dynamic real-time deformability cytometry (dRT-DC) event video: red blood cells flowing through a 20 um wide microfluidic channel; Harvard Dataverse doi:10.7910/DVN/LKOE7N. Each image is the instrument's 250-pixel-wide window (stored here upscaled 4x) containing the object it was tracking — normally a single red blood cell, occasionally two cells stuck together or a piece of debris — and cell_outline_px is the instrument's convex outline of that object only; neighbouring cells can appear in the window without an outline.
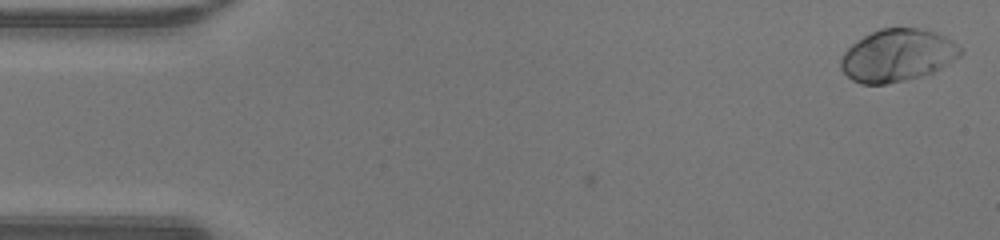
{"species": "human", "species_latin": "Homo sapiens", "temperature_condition": "warm", "stored_images_in_passage": 48, "camera_frame_rate_fps": 3000, "um_per_image_px": 0.085, "donor": {"sex": "male"}, "frame": {"image": 1, "passage_image": 1, "time_ms": 0.0, "image_size_px": [1000, 240], "cell_outline_px": [[964, 52], [960, 56], [940, 68], [932, 72], [904, 80], [884, 84], [860, 84], [852, 80], [840, 68], [840, 60], [844, 52], [856, 40], [880, 28], [920, 28], [944, 36], [952, 40], [964, 48]], "centroid_in_image_um": [76.28, 4.7], "position_along_channel_um": 8.7, "area_um2": 36.36}}
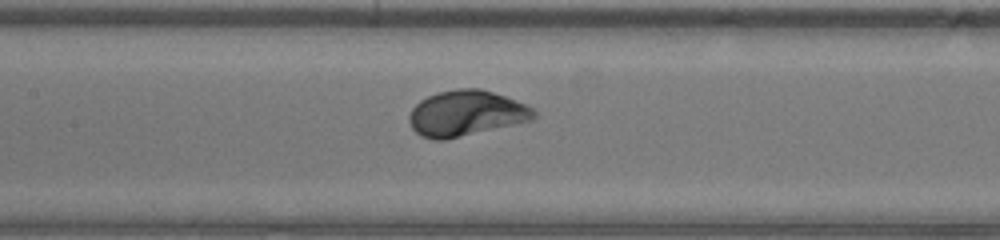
{"frame": {"image": 2, "passage_image": 22, "time_ms": 7.0, "image_size_px": [1000, 240], "cell_outline_px": [[536, 116], [532, 120], [444, 140], [432, 140], [420, 136], [412, 128], [408, 120], [408, 116], [412, 108], [420, 100], [428, 96], [440, 92], [456, 88], [480, 88], [504, 96], [524, 104], [532, 108], [536, 112]], "centroid_in_image_um": [39.58, 9.63], "position_along_channel_um": 167.8, "area_um2": 32.95}}
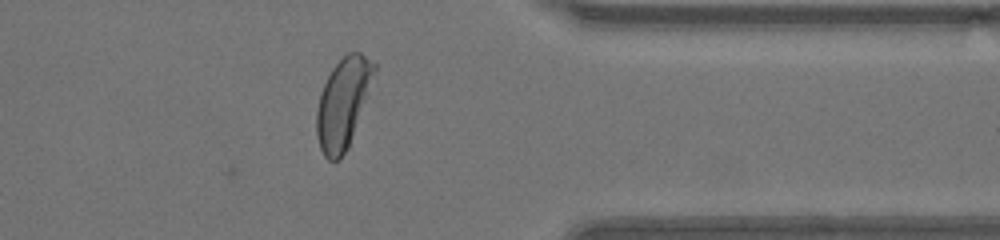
{"frame": {"image": 3, "passage_image": 38, "time_ms": 12.333, "image_size_px": [1000, 240], "cell_outline_px": [[376, 72], [348, 148], [340, 160], [328, 160], [324, 156], [320, 148], [316, 132], [316, 112], [320, 92], [332, 68], [348, 52], [360, 52], [376, 64]], "centroid_in_image_um": [29.15, 8.77], "position_along_channel_um": 382.3, "area_um2": 30.0}, "authors_computed_cell_mechanics": {"area_um2": 33.2928, "velocity_mm_per_s": 4.2735, "shape_relaxation_time_tau1_ms": 1.4653, "shape_relaxation_time_tau2_ms": null, "deformation_change_tau1": 0.1432, "deformation_change_tau2": null}}